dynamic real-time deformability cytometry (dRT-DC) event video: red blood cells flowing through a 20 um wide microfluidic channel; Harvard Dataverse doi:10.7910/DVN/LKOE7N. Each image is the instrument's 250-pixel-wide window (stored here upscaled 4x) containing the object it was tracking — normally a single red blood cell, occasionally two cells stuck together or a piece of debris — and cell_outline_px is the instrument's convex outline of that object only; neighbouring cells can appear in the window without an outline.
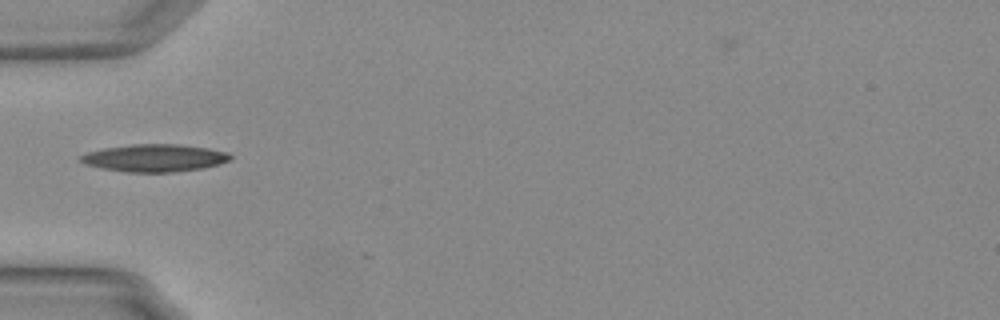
{"species": "Egyptian fruit bat (a non-hibernating species)", "species_latin": "Rousettus aegyptiacus", "temperature_condition": "warm", "stored_images_in_passage": 6, "camera_frame_rate_fps": 3000, "um_per_image_px": 0.085, "animal": {"sex": "female"}, "frame": {"image": 1, "passage_image": 1, "time_ms": 0.0, "image_size_px": [1000, 320], "cell_outline_px": [[232, 156], [228, 160], [220, 164], [204, 168], [172, 172], [124, 172], [100, 168], [84, 164], [80, 160], [80, 156], [88, 152], [104, 148], [132, 144], [180, 144], [208, 148], [228, 152]], "centroid_in_image_um": [13.14, 13.43], "position_along_channel_um": 71.9, "area_um2": 24.04}}
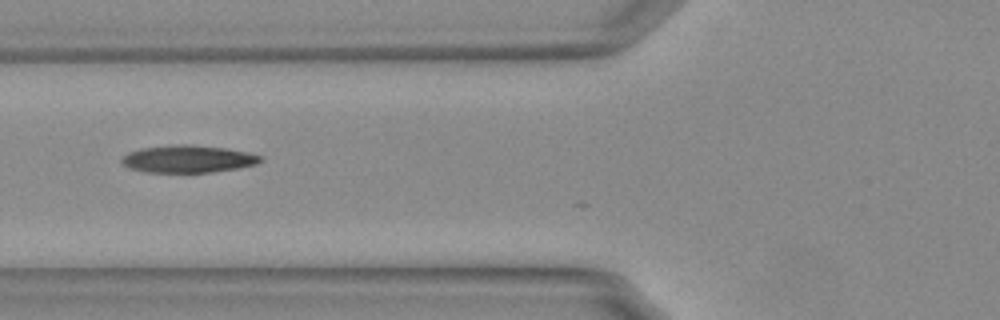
{"frame": {"image": 2, "passage_image": 4, "time_ms": 1.0, "image_size_px": [1000, 320], "cell_outline_px": [[264, 160], [256, 164], [240, 168], [212, 172], [144, 172], [128, 168], [120, 160], [128, 152], [140, 148], [172, 144], [192, 144], [228, 148], [248, 152], [260, 156]], "centroid_in_image_um": [15.99, 13.5], "position_along_channel_um": 109.8, "area_um2": 22.43}}